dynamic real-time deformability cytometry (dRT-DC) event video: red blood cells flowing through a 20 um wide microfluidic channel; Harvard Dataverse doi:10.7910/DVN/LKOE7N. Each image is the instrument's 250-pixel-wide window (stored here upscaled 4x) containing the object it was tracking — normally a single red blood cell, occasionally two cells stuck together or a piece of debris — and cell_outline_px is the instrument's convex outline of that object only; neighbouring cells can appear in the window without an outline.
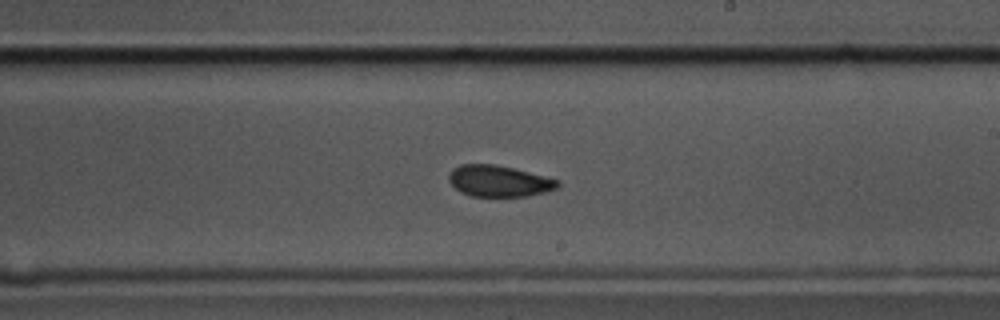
{"species": "common noctule bat (a hibernating species)", "species_latin": "Nyctalus noctula", "temperature_condition": "cold", "stored_images_in_passage": 57, "camera_frame_rate_fps": 3000, "um_per_image_px": 0.085, "animal": {"sex": "male", "body_mass_g": 17.5, "forearm_length_mm": 52.3}, "frame": {"image": 1, "passage_image": 33, "time_ms": 10.667, "image_size_px": [1000, 320], "cell_outline_px": [[560, 184], [556, 188], [544, 192], [528, 196], [468, 196], [460, 192], [448, 180], [448, 176], [452, 168], [460, 164], [496, 164], [560, 180]], "centroid_in_image_um": [42.37, 15.39], "position_along_channel_um": 246.6, "area_um2": 19.83}}
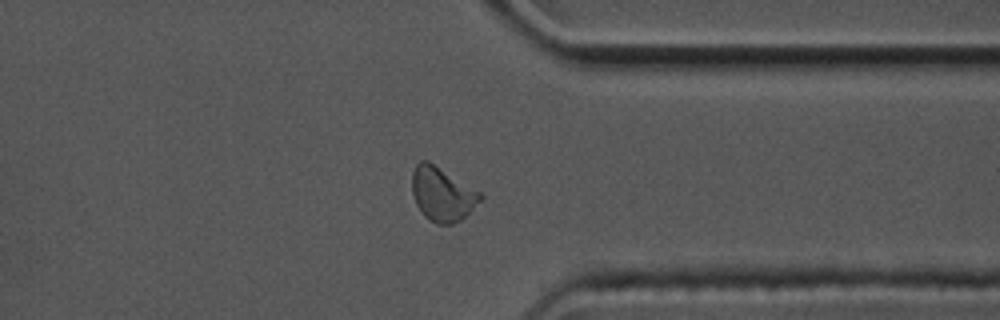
{"frame": {"image": 2, "passage_image": 44, "time_ms": 14.333, "image_size_px": [1000, 320], "cell_outline_px": [[484, 196], [460, 220], [452, 224], [436, 224], [428, 220], [424, 216], [416, 204], [412, 192], [412, 172], [416, 164], [420, 160], [428, 160], [480, 192]], "centroid_in_image_um": [37.55, 16.49], "position_along_channel_um": 373.9, "area_um2": 21.27}}
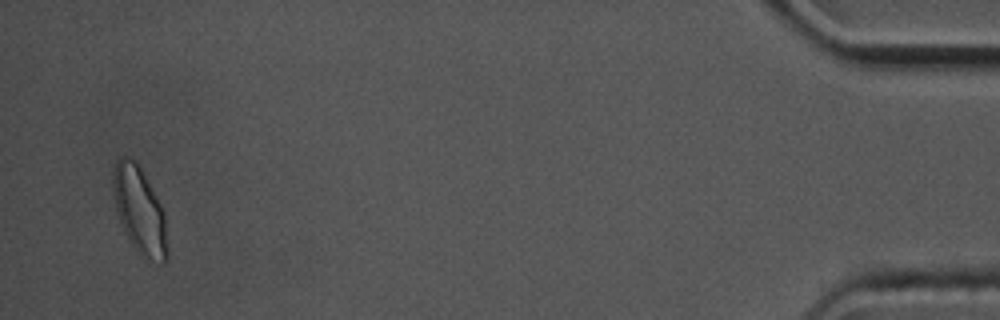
{"frame": {"image": 3, "passage_image": 55, "time_ms": 18.0, "image_size_px": [1000, 320], "cell_outline_px": [[168, 260], [164, 264], [160, 264], [144, 260], [136, 252], [124, 232], [120, 224], [112, 192], [112, 172], [116, 160], [120, 156], [128, 156], [136, 160], [156, 196], [164, 212], [168, 248]], "centroid_in_image_um": [11.85, 17.95], "position_along_channel_um": 423.3, "area_um2": 28.21}, "authors_computed_cell_mechanics": {"area_um2": 20.8658, "velocity_mm_per_s": 3.5602, "shape_relaxation_time_tau1_ms": 4.1385, "shape_relaxation_time_tau2_ms": 1.9817, "deformation_change_tau1": 0.1052, "deformation_change_tau2": 0.0608}}